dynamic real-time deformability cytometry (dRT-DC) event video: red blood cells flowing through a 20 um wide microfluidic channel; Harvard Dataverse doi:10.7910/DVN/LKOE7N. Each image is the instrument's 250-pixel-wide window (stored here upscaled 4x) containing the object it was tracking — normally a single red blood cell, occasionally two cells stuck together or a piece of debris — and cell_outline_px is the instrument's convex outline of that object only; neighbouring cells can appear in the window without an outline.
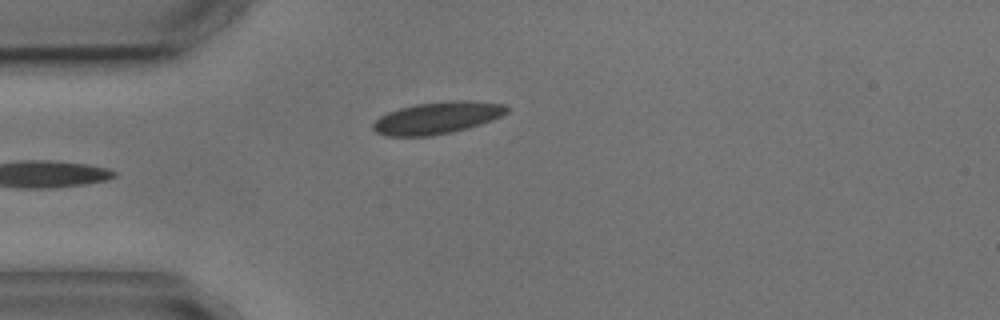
{"species": "common noctule bat (a hibernating species)", "species_latin": "Nyctalus noctula", "temperature_condition": "cold", "stored_images_in_passage": 4, "camera_frame_rate_fps": 3000, "um_per_image_px": 0.085, "animal": {"sex": "male", "body_mass_g": 17.9, "forearm_length_mm": 54.2}, "frame": {"image": 1, "passage_image": 3, "time_ms": 2.333, "image_size_px": [1000, 320], "cell_outline_px": [[512, 108], [508, 112], [492, 120], [468, 128], [452, 132], [432, 136], [384, 136], [376, 132], [372, 128], [372, 124], [380, 116], [388, 112], [400, 108], [416, 104], [456, 100], [468, 100], [504, 104]], "centroid_in_image_um": [37.18, 10.02], "position_along_channel_um": 47.8, "area_um2": 25.03}}